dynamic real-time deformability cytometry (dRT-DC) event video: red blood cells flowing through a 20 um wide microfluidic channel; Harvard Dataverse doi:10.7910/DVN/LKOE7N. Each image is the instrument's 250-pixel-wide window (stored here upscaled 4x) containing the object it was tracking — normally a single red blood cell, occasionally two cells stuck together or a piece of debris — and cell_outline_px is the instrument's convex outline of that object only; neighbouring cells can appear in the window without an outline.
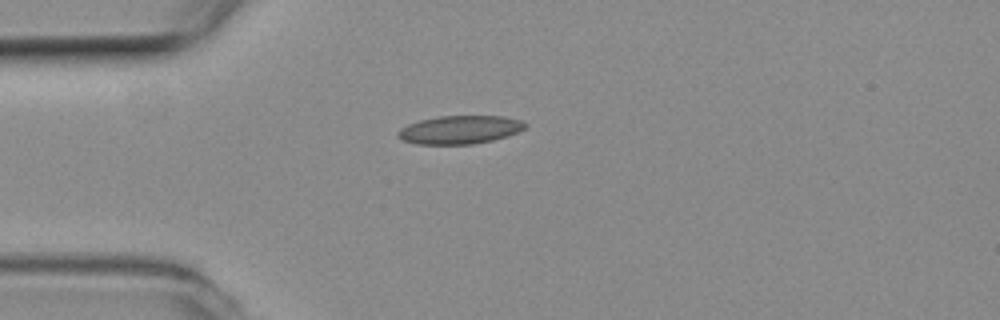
{"species": "common noctule bat (a hibernating species)", "species_latin": "Nyctalus noctula", "temperature_condition": "room temperature", "stored_images_in_passage": 41, "camera_frame_rate_fps": 3000, "um_per_image_px": 0.085, "animal": {"sex": "female", "body_mass_g": 19.3, "forearm_length_mm": 54.1}, "frame": {"image": 1, "passage_image": 1, "time_ms": 0.0, "image_size_px": [1000, 320], "cell_outline_px": [[528, 124], [524, 128], [508, 136], [492, 140], [472, 144], [416, 144], [400, 140], [396, 136], [396, 132], [400, 128], [408, 124], [420, 120], [440, 116], [500, 116], [520, 120]], "centroid_in_image_um": [39.03, 11.03], "position_along_channel_um": 46.0, "area_um2": 20.98}}
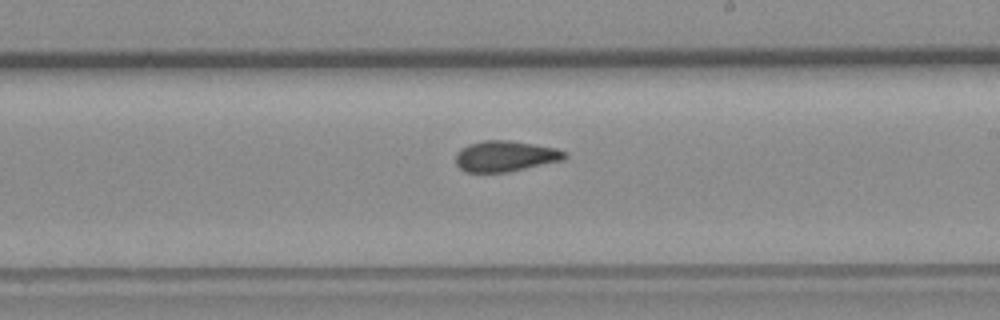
{"frame": {"image": 2, "passage_image": 18, "time_ms": 5.667, "image_size_px": [1000, 320], "cell_outline_px": [[568, 156], [564, 160], [508, 172], [464, 172], [456, 164], [456, 152], [460, 148], [468, 144], [484, 140], [508, 140], [556, 148], [568, 152]], "centroid_in_image_um": [42.95, 13.27], "position_along_channel_um": 246.0, "area_um2": 19.71}}
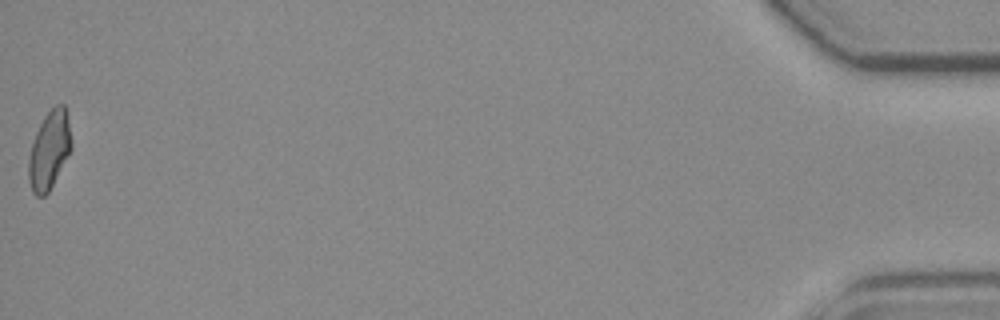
{"frame": {"image": 3, "passage_image": 41, "time_ms": 13.333, "image_size_px": [1000, 320], "cell_outline_px": [[72, 148], [48, 192], [44, 196], [36, 196], [32, 192], [28, 180], [28, 160], [32, 144], [36, 132], [44, 116], [56, 104], [64, 104], [72, 140]], "centroid_in_image_um": [4.18, 12.77], "position_along_channel_um": 431.0, "area_um2": 19.25}, "authors_computed_cell_mechanics": {"area_um2": 19.652, "velocity_mm_per_s": 3.802, "shape_relaxation_time_tau1_ms": null, "shape_relaxation_time_tau2_ms": 2.4978, "deformation_change_tau1": null, "deformation_change_tau2": 0.0742}}